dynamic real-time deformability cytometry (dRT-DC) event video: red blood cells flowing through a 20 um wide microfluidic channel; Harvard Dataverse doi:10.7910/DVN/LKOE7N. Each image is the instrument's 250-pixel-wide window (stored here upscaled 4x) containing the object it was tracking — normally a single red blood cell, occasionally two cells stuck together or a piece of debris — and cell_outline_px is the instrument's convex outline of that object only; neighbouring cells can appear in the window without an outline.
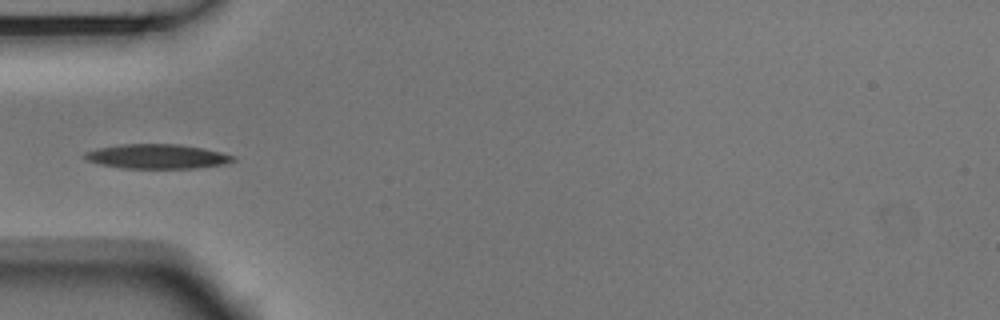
{"species": "Egyptian fruit bat (a non-hibernating species)", "species_latin": "Rousettus aegyptiacus", "temperature_condition": "room temperature", "stored_images_in_passage": 6, "camera_frame_rate_fps": 3000, "um_per_image_px": 0.085, "animal": {"sex": "male"}, "frame": {"image": 1, "passage_image": 6, "time_ms": 1.667, "image_size_px": [1000, 320], "cell_outline_px": [[236, 160], [224, 164], [196, 168], [120, 168], [100, 164], [88, 160], [84, 156], [84, 152], [96, 148], [120, 144], [180, 144], [204, 148], [236, 156]], "centroid_in_image_um": [13.36, 13.29], "position_along_channel_um": 71.6, "area_um2": 21.27}}